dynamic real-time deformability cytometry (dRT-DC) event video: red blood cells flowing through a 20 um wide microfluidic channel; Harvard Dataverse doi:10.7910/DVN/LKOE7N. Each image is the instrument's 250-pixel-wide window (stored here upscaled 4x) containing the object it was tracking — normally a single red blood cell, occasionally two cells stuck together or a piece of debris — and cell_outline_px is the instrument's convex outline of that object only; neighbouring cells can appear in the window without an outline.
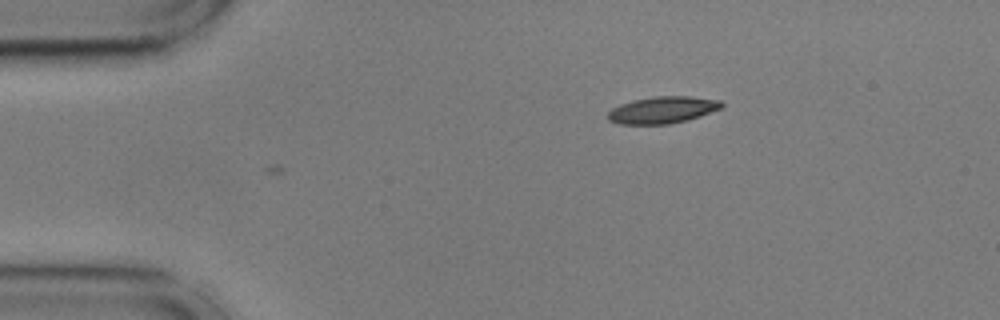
{"species": "common noctule bat (a hibernating species)", "species_latin": "Nyctalus noctula", "temperature_condition": "cold", "stored_images_in_passage": 2, "camera_frame_rate_fps": 3000, "um_per_image_px": 0.085, "animal": {"sex": "male", "body_mass_g": 17.9, "forearm_length_mm": 54.2}, "frame": {"image": 1, "passage_image": 2, "time_ms": 0.333, "image_size_px": [1000, 320], "cell_outline_px": [[724, 108], [688, 120], [668, 124], [616, 124], [608, 120], [608, 112], [612, 108], [620, 104], [632, 100], [656, 96], [692, 96], [720, 100], [724, 104]], "centroid_in_image_um": [56.34, 9.34], "position_along_channel_um": 28.7, "area_um2": 18.03}}